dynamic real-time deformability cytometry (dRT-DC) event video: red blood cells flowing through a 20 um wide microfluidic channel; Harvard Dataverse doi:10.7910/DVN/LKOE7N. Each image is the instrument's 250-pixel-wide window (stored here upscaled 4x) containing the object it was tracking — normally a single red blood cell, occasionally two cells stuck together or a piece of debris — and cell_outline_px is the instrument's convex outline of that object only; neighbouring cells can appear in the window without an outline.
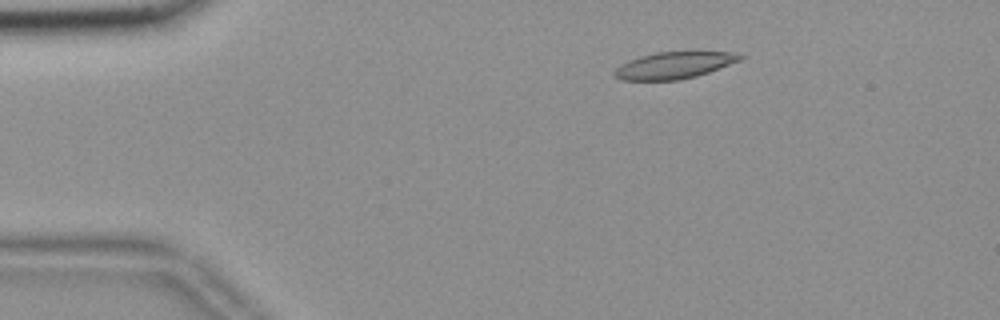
{"species": "common noctule bat (a hibernating species)", "species_latin": "Nyctalus noctula", "temperature_condition": "room temperature", "stored_images_in_passage": 56, "camera_frame_rate_fps": 3000, "um_per_image_px": 0.085, "animal": {"sex": "female", "body_mass_g": 18.4}, "frame": {"image": 1, "passage_image": 10, "time_ms": 3.0, "image_size_px": [1000, 320], "cell_outline_px": [[748, 56], [740, 60], [720, 68], [696, 76], [680, 80], [620, 80], [612, 76], [612, 72], [620, 64], [628, 60], [640, 56], [656, 52], [688, 48], [696, 48], [736, 52]], "centroid_in_image_um": [57.38, 5.48], "position_along_channel_um": 27.6, "area_um2": 21.04}}
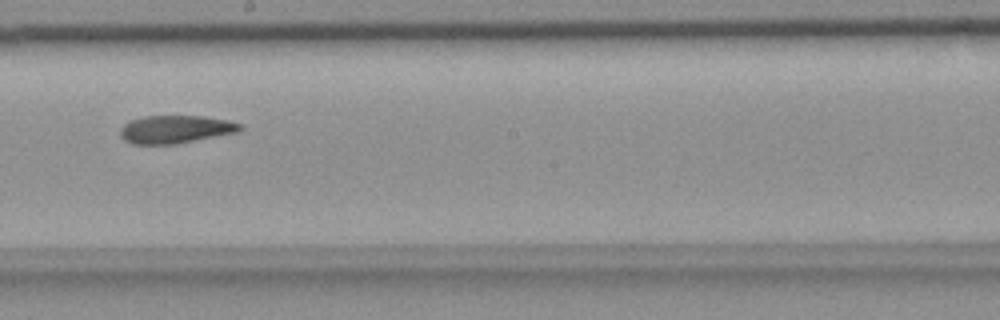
{"frame": {"image": 2, "passage_image": 32, "time_ms": 10.333, "image_size_px": [1000, 320], "cell_outline_px": [[244, 128], [240, 132], [172, 144], [132, 144], [124, 140], [120, 136], [120, 128], [124, 124], [132, 120], [144, 116], [204, 116], [228, 120], [244, 124]], "centroid_in_image_um": [14.96, 10.98], "position_along_channel_um": 233.2, "area_um2": 19.59}}
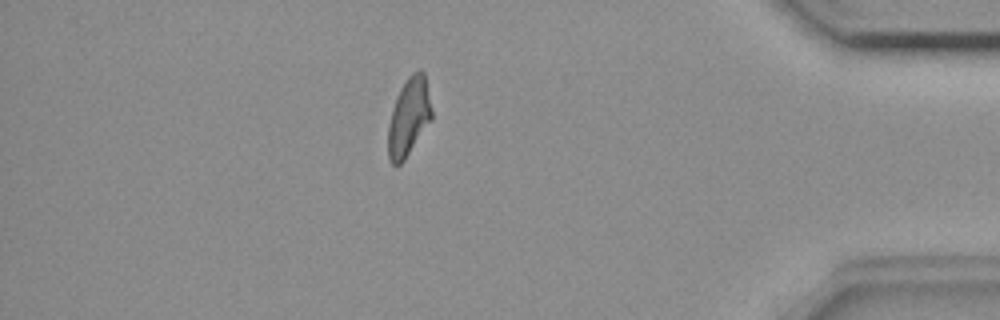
{"frame": {"image": 3, "passage_image": 49, "time_ms": 16.0, "image_size_px": [1000, 320], "cell_outline_px": [[432, 120], [404, 160], [400, 164], [392, 164], [388, 160], [388, 124], [392, 108], [396, 96], [400, 88], [408, 76], [412, 72], [420, 68], [424, 72], [432, 108]], "centroid_in_image_um": [34.75, 9.92], "position_along_channel_um": 400.5, "area_um2": 20.06}, "authors_computed_cell_mechanics": {"area_um2": 20.2589, "velocity_mm_per_s": 3.6448, "shape_relaxation_time_tau1_ms": null, "shape_relaxation_time_tau2_ms": 4.1158, "deformation_change_tau1": null, "deformation_change_tau2": 0.1177}}